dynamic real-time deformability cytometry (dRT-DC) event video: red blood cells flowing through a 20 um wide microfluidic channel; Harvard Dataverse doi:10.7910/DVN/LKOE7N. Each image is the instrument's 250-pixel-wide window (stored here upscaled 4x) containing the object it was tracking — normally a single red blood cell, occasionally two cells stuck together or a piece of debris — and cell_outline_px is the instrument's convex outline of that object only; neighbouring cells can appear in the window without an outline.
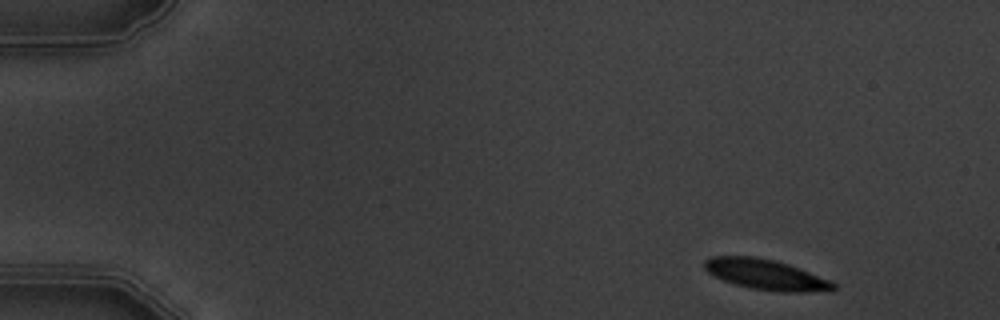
{"species": "common noctule bat (a hibernating species)", "species_latin": "Nyctalus noctula", "temperature_condition": "warm", "stored_images_in_passage": 4, "camera_frame_rate_fps": 3000, "um_per_image_px": 0.085, "animal": {"sex": "male", "body_mass_g": 19.5, "forearm_length_mm": 54.6}, "frame": {"image": 1, "passage_image": 1, "time_ms": 0.0, "image_size_px": [1000, 320], "cell_outline_px": [[836, 288], [832, 292], [780, 292], [752, 288], [736, 284], [724, 280], [708, 272], [704, 268], [704, 260], [708, 256], [756, 256], [788, 264], [832, 280], [836, 284]], "centroid_in_image_um": [65.16, 23.34], "position_along_channel_um": 19.8, "area_um2": 23.0}}
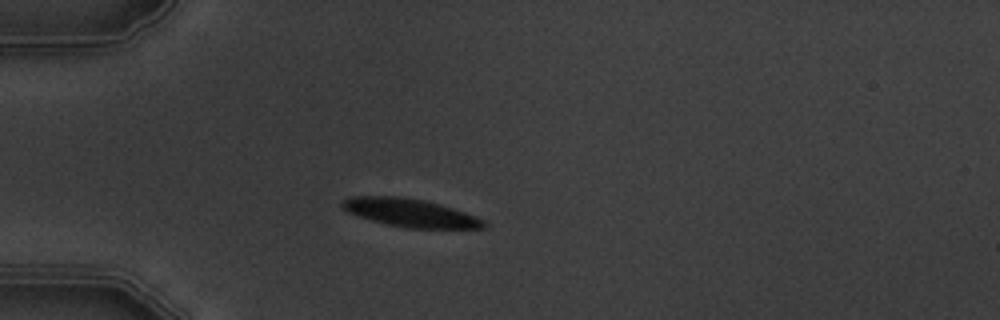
{"frame": {"image": 2, "passage_image": 4, "time_ms": 3.333, "image_size_px": [1000, 320], "cell_outline_px": [[488, 228], [408, 228], [388, 224], [372, 220], [348, 212], [340, 204], [344, 200], [352, 196], [400, 196], [424, 200], [440, 204], [476, 216], [484, 220], [488, 224]], "centroid_in_image_um": [34.91, 18.08], "position_along_channel_um": 50.1, "area_um2": 23.0}}